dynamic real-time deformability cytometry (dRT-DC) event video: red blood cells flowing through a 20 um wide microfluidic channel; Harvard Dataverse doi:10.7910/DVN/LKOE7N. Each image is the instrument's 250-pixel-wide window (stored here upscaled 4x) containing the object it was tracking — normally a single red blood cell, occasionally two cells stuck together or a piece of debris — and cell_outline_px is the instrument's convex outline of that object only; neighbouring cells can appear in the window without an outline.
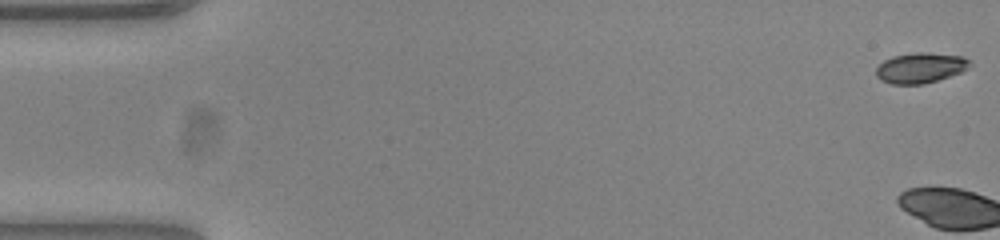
{"species": "common noctule bat (a hibernating species)", "species_latin": "Nyctalus noctula", "temperature_condition": "warm", "stored_images_in_passage": 3, "camera_frame_rate_fps": 3000, "um_per_image_px": 0.085, "animal": {"sex": "female", "body_mass_g": 23.0, "forearm_length_mm": 53.4}, "frame": {"image": 1, "passage_image": 1, "time_ms": 0.0, "image_size_px": [1000, 240], "cell_outline_px": [[972, 64], [968, 68], [960, 72], [924, 84], [892, 84], [880, 80], [876, 76], [876, 68], [884, 60], [892, 56], [916, 52], [928, 52], [964, 56]], "centroid_in_image_um": [78.22, 5.75], "position_along_channel_um": 6.8, "area_um2": 16.59}}